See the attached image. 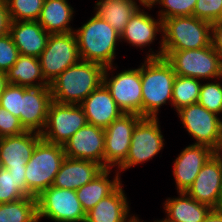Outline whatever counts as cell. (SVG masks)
Returning a JSON list of instances; mask_svg holds the SVG:
<instances>
[{
  "label": "cell",
  "instance_id": "cell-37",
  "mask_svg": "<svg viewBox=\"0 0 222 222\" xmlns=\"http://www.w3.org/2000/svg\"><path fill=\"white\" fill-rule=\"evenodd\" d=\"M20 53L8 33L0 37V71L7 72L16 62Z\"/></svg>",
  "mask_w": 222,
  "mask_h": 222
},
{
  "label": "cell",
  "instance_id": "cell-31",
  "mask_svg": "<svg viewBox=\"0 0 222 222\" xmlns=\"http://www.w3.org/2000/svg\"><path fill=\"white\" fill-rule=\"evenodd\" d=\"M201 80L176 75L172 91V106L179 110L182 107L198 102Z\"/></svg>",
  "mask_w": 222,
  "mask_h": 222
},
{
  "label": "cell",
  "instance_id": "cell-3",
  "mask_svg": "<svg viewBox=\"0 0 222 222\" xmlns=\"http://www.w3.org/2000/svg\"><path fill=\"white\" fill-rule=\"evenodd\" d=\"M176 73L165 57L146 58L141 63L142 117H158L160 107L172 105Z\"/></svg>",
  "mask_w": 222,
  "mask_h": 222
},
{
  "label": "cell",
  "instance_id": "cell-36",
  "mask_svg": "<svg viewBox=\"0 0 222 222\" xmlns=\"http://www.w3.org/2000/svg\"><path fill=\"white\" fill-rule=\"evenodd\" d=\"M23 86L8 84L0 98V106L20 119Z\"/></svg>",
  "mask_w": 222,
  "mask_h": 222
},
{
  "label": "cell",
  "instance_id": "cell-20",
  "mask_svg": "<svg viewBox=\"0 0 222 222\" xmlns=\"http://www.w3.org/2000/svg\"><path fill=\"white\" fill-rule=\"evenodd\" d=\"M103 170L104 168L94 161L65 157L52 186L76 191Z\"/></svg>",
  "mask_w": 222,
  "mask_h": 222
},
{
  "label": "cell",
  "instance_id": "cell-38",
  "mask_svg": "<svg viewBox=\"0 0 222 222\" xmlns=\"http://www.w3.org/2000/svg\"><path fill=\"white\" fill-rule=\"evenodd\" d=\"M25 131L20 119L0 106V136L19 135Z\"/></svg>",
  "mask_w": 222,
  "mask_h": 222
},
{
  "label": "cell",
  "instance_id": "cell-23",
  "mask_svg": "<svg viewBox=\"0 0 222 222\" xmlns=\"http://www.w3.org/2000/svg\"><path fill=\"white\" fill-rule=\"evenodd\" d=\"M9 34L21 55L35 57L42 54L50 35L38 21H11Z\"/></svg>",
  "mask_w": 222,
  "mask_h": 222
},
{
  "label": "cell",
  "instance_id": "cell-13",
  "mask_svg": "<svg viewBox=\"0 0 222 222\" xmlns=\"http://www.w3.org/2000/svg\"><path fill=\"white\" fill-rule=\"evenodd\" d=\"M188 134L196 141L193 144L212 148L222 133V119L208 111L200 103H194L176 111Z\"/></svg>",
  "mask_w": 222,
  "mask_h": 222
},
{
  "label": "cell",
  "instance_id": "cell-41",
  "mask_svg": "<svg viewBox=\"0 0 222 222\" xmlns=\"http://www.w3.org/2000/svg\"><path fill=\"white\" fill-rule=\"evenodd\" d=\"M211 156L222 165V133L211 148Z\"/></svg>",
  "mask_w": 222,
  "mask_h": 222
},
{
  "label": "cell",
  "instance_id": "cell-30",
  "mask_svg": "<svg viewBox=\"0 0 222 222\" xmlns=\"http://www.w3.org/2000/svg\"><path fill=\"white\" fill-rule=\"evenodd\" d=\"M0 222H39L36 197L1 203Z\"/></svg>",
  "mask_w": 222,
  "mask_h": 222
},
{
  "label": "cell",
  "instance_id": "cell-9",
  "mask_svg": "<svg viewBox=\"0 0 222 222\" xmlns=\"http://www.w3.org/2000/svg\"><path fill=\"white\" fill-rule=\"evenodd\" d=\"M36 200L39 222L41 218L54 222H85L86 213L74 190L51 186Z\"/></svg>",
  "mask_w": 222,
  "mask_h": 222
},
{
  "label": "cell",
  "instance_id": "cell-15",
  "mask_svg": "<svg viewBox=\"0 0 222 222\" xmlns=\"http://www.w3.org/2000/svg\"><path fill=\"white\" fill-rule=\"evenodd\" d=\"M51 102L50 86L23 87L20 122L26 131H43Z\"/></svg>",
  "mask_w": 222,
  "mask_h": 222
},
{
  "label": "cell",
  "instance_id": "cell-5",
  "mask_svg": "<svg viewBox=\"0 0 222 222\" xmlns=\"http://www.w3.org/2000/svg\"><path fill=\"white\" fill-rule=\"evenodd\" d=\"M66 155L62 145L41 139L25 166V179L28 189L37 197L53 185L55 176Z\"/></svg>",
  "mask_w": 222,
  "mask_h": 222
},
{
  "label": "cell",
  "instance_id": "cell-14",
  "mask_svg": "<svg viewBox=\"0 0 222 222\" xmlns=\"http://www.w3.org/2000/svg\"><path fill=\"white\" fill-rule=\"evenodd\" d=\"M105 130L86 124L79 129L64 145L66 157L90 160L104 168Z\"/></svg>",
  "mask_w": 222,
  "mask_h": 222
},
{
  "label": "cell",
  "instance_id": "cell-26",
  "mask_svg": "<svg viewBox=\"0 0 222 222\" xmlns=\"http://www.w3.org/2000/svg\"><path fill=\"white\" fill-rule=\"evenodd\" d=\"M111 169H104L92 181L88 182L76 190L77 197L81 203L82 209L87 213L100 200L111 194L121 183L120 173L110 180Z\"/></svg>",
  "mask_w": 222,
  "mask_h": 222
},
{
  "label": "cell",
  "instance_id": "cell-29",
  "mask_svg": "<svg viewBox=\"0 0 222 222\" xmlns=\"http://www.w3.org/2000/svg\"><path fill=\"white\" fill-rule=\"evenodd\" d=\"M25 167H0V204L36 197L27 187Z\"/></svg>",
  "mask_w": 222,
  "mask_h": 222
},
{
  "label": "cell",
  "instance_id": "cell-19",
  "mask_svg": "<svg viewBox=\"0 0 222 222\" xmlns=\"http://www.w3.org/2000/svg\"><path fill=\"white\" fill-rule=\"evenodd\" d=\"M41 139L40 133L32 131L1 137L0 167H25Z\"/></svg>",
  "mask_w": 222,
  "mask_h": 222
},
{
  "label": "cell",
  "instance_id": "cell-27",
  "mask_svg": "<svg viewBox=\"0 0 222 222\" xmlns=\"http://www.w3.org/2000/svg\"><path fill=\"white\" fill-rule=\"evenodd\" d=\"M8 84L23 87L49 86L45 80L38 57L19 55L14 65L6 72Z\"/></svg>",
  "mask_w": 222,
  "mask_h": 222
},
{
  "label": "cell",
  "instance_id": "cell-43",
  "mask_svg": "<svg viewBox=\"0 0 222 222\" xmlns=\"http://www.w3.org/2000/svg\"><path fill=\"white\" fill-rule=\"evenodd\" d=\"M136 4H137V1H139V4L141 6H144V8H148V9H152V7L154 5H158V3L160 2V0H133Z\"/></svg>",
  "mask_w": 222,
  "mask_h": 222
},
{
  "label": "cell",
  "instance_id": "cell-17",
  "mask_svg": "<svg viewBox=\"0 0 222 222\" xmlns=\"http://www.w3.org/2000/svg\"><path fill=\"white\" fill-rule=\"evenodd\" d=\"M211 157V148L191 144L185 147L173 164V179L177 192H186L192 185L203 165Z\"/></svg>",
  "mask_w": 222,
  "mask_h": 222
},
{
  "label": "cell",
  "instance_id": "cell-34",
  "mask_svg": "<svg viewBox=\"0 0 222 222\" xmlns=\"http://www.w3.org/2000/svg\"><path fill=\"white\" fill-rule=\"evenodd\" d=\"M197 0H160L162 10L158 11V16L162 19H169L179 16L193 15Z\"/></svg>",
  "mask_w": 222,
  "mask_h": 222
},
{
  "label": "cell",
  "instance_id": "cell-35",
  "mask_svg": "<svg viewBox=\"0 0 222 222\" xmlns=\"http://www.w3.org/2000/svg\"><path fill=\"white\" fill-rule=\"evenodd\" d=\"M193 16L210 23L222 20V0H197Z\"/></svg>",
  "mask_w": 222,
  "mask_h": 222
},
{
  "label": "cell",
  "instance_id": "cell-28",
  "mask_svg": "<svg viewBox=\"0 0 222 222\" xmlns=\"http://www.w3.org/2000/svg\"><path fill=\"white\" fill-rule=\"evenodd\" d=\"M139 7L133 0H97L94 9L95 14L121 34Z\"/></svg>",
  "mask_w": 222,
  "mask_h": 222
},
{
  "label": "cell",
  "instance_id": "cell-39",
  "mask_svg": "<svg viewBox=\"0 0 222 222\" xmlns=\"http://www.w3.org/2000/svg\"><path fill=\"white\" fill-rule=\"evenodd\" d=\"M211 44L222 63V20L211 23Z\"/></svg>",
  "mask_w": 222,
  "mask_h": 222
},
{
  "label": "cell",
  "instance_id": "cell-40",
  "mask_svg": "<svg viewBox=\"0 0 222 222\" xmlns=\"http://www.w3.org/2000/svg\"><path fill=\"white\" fill-rule=\"evenodd\" d=\"M11 19L6 0H0V37L9 33Z\"/></svg>",
  "mask_w": 222,
  "mask_h": 222
},
{
  "label": "cell",
  "instance_id": "cell-44",
  "mask_svg": "<svg viewBox=\"0 0 222 222\" xmlns=\"http://www.w3.org/2000/svg\"><path fill=\"white\" fill-rule=\"evenodd\" d=\"M8 85L7 75L5 72L0 71V98Z\"/></svg>",
  "mask_w": 222,
  "mask_h": 222
},
{
  "label": "cell",
  "instance_id": "cell-8",
  "mask_svg": "<svg viewBox=\"0 0 222 222\" xmlns=\"http://www.w3.org/2000/svg\"><path fill=\"white\" fill-rule=\"evenodd\" d=\"M45 80L50 84L68 67L81 60L74 32L50 34L38 57Z\"/></svg>",
  "mask_w": 222,
  "mask_h": 222
},
{
  "label": "cell",
  "instance_id": "cell-6",
  "mask_svg": "<svg viewBox=\"0 0 222 222\" xmlns=\"http://www.w3.org/2000/svg\"><path fill=\"white\" fill-rule=\"evenodd\" d=\"M176 75L198 80L222 78V63L212 44L201 49L163 51Z\"/></svg>",
  "mask_w": 222,
  "mask_h": 222
},
{
  "label": "cell",
  "instance_id": "cell-24",
  "mask_svg": "<svg viewBox=\"0 0 222 222\" xmlns=\"http://www.w3.org/2000/svg\"><path fill=\"white\" fill-rule=\"evenodd\" d=\"M178 197H168L164 201L163 209L166 218L163 222H203L213 210L206 204L199 203L191 198L186 192H178Z\"/></svg>",
  "mask_w": 222,
  "mask_h": 222
},
{
  "label": "cell",
  "instance_id": "cell-4",
  "mask_svg": "<svg viewBox=\"0 0 222 222\" xmlns=\"http://www.w3.org/2000/svg\"><path fill=\"white\" fill-rule=\"evenodd\" d=\"M81 60L98 63L104 67L115 66L116 45L120 34L97 14L74 30ZM118 41V42H117Z\"/></svg>",
  "mask_w": 222,
  "mask_h": 222
},
{
  "label": "cell",
  "instance_id": "cell-25",
  "mask_svg": "<svg viewBox=\"0 0 222 222\" xmlns=\"http://www.w3.org/2000/svg\"><path fill=\"white\" fill-rule=\"evenodd\" d=\"M73 14L74 8L68 0H44L37 21L49 34L70 33L74 32L70 26Z\"/></svg>",
  "mask_w": 222,
  "mask_h": 222
},
{
  "label": "cell",
  "instance_id": "cell-7",
  "mask_svg": "<svg viewBox=\"0 0 222 222\" xmlns=\"http://www.w3.org/2000/svg\"><path fill=\"white\" fill-rule=\"evenodd\" d=\"M164 146L158 117H142L134 127L127 158L115 171L121 173L153 159Z\"/></svg>",
  "mask_w": 222,
  "mask_h": 222
},
{
  "label": "cell",
  "instance_id": "cell-1",
  "mask_svg": "<svg viewBox=\"0 0 222 222\" xmlns=\"http://www.w3.org/2000/svg\"><path fill=\"white\" fill-rule=\"evenodd\" d=\"M162 31L159 51L155 53L150 48L145 58L162 57L163 51L201 49L211 45V23L193 15L164 19Z\"/></svg>",
  "mask_w": 222,
  "mask_h": 222
},
{
  "label": "cell",
  "instance_id": "cell-10",
  "mask_svg": "<svg viewBox=\"0 0 222 222\" xmlns=\"http://www.w3.org/2000/svg\"><path fill=\"white\" fill-rule=\"evenodd\" d=\"M117 68L113 66L105 67L103 74V84L107 87L113 99L123 113H133L142 116V82L141 65L116 73ZM113 69V70H112ZM112 75L110 76V73Z\"/></svg>",
  "mask_w": 222,
  "mask_h": 222
},
{
  "label": "cell",
  "instance_id": "cell-2",
  "mask_svg": "<svg viewBox=\"0 0 222 222\" xmlns=\"http://www.w3.org/2000/svg\"><path fill=\"white\" fill-rule=\"evenodd\" d=\"M104 71L98 63L80 60L50 83L52 101L80 105L103 83Z\"/></svg>",
  "mask_w": 222,
  "mask_h": 222
},
{
  "label": "cell",
  "instance_id": "cell-16",
  "mask_svg": "<svg viewBox=\"0 0 222 222\" xmlns=\"http://www.w3.org/2000/svg\"><path fill=\"white\" fill-rule=\"evenodd\" d=\"M186 193L199 203L218 209L222 197V165L211 156Z\"/></svg>",
  "mask_w": 222,
  "mask_h": 222
},
{
  "label": "cell",
  "instance_id": "cell-22",
  "mask_svg": "<svg viewBox=\"0 0 222 222\" xmlns=\"http://www.w3.org/2000/svg\"><path fill=\"white\" fill-rule=\"evenodd\" d=\"M140 7L132 15L124 31L120 34V42L124 40L134 47H147L154 42L157 33L162 36V19L157 20Z\"/></svg>",
  "mask_w": 222,
  "mask_h": 222
},
{
  "label": "cell",
  "instance_id": "cell-21",
  "mask_svg": "<svg viewBox=\"0 0 222 222\" xmlns=\"http://www.w3.org/2000/svg\"><path fill=\"white\" fill-rule=\"evenodd\" d=\"M129 203L121 183L111 194L86 213L85 222H131Z\"/></svg>",
  "mask_w": 222,
  "mask_h": 222
},
{
  "label": "cell",
  "instance_id": "cell-45",
  "mask_svg": "<svg viewBox=\"0 0 222 222\" xmlns=\"http://www.w3.org/2000/svg\"><path fill=\"white\" fill-rule=\"evenodd\" d=\"M218 210L222 212V197H221V201H220L219 206H218Z\"/></svg>",
  "mask_w": 222,
  "mask_h": 222
},
{
  "label": "cell",
  "instance_id": "cell-46",
  "mask_svg": "<svg viewBox=\"0 0 222 222\" xmlns=\"http://www.w3.org/2000/svg\"><path fill=\"white\" fill-rule=\"evenodd\" d=\"M131 222H143L142 220L140 221V219L138 217H136L135 219H133Z\"/></svg>",
  "mask_w": 222,
  "mask_h": 222
},
{
  "label": "cell",
  "instance_id": "cell-33",
  "mask_svg": "<svg viewBox=\"0 0 222 222\" xmlns=\"http://www.w3.org/2000/svg\"><path fill=\"white\" fill-rule=\"evenodd\" d=\"M216 79V82L202 83L199 93L198 103H200L208 111L217 115L222 113V84Z\"/></svg>",
  "mask_w": 222,
  "mask_h": 222
},
{
  "label": "cell",
  "instance_id": "cell-42",
  "mask_svg": "<svg viewBox=\"0 0 222 222\" xmlns=\"http://www.w3.org/2000/svg\"><path fill=\"white\" fill-rule=\"evenodd\" d=\"M203 222H222V212L218 209H213Z\"/></svg>",
  "mask_w": 222,
  "mask_h": 222
},
{
  "label": "cell",
  "instance_id": "cell-18",
  "mask_svg": "<svg viewBox=\"0 0 222 222\" xmlns=\"http://www.w3.org/2000/svg\"><path fill=\"white\" fill-rule=\"evenodd\" d=\"M80 106L85 113L87 123L103 129L123 114L103 83L92 91Z\"/></svg>",
  "mask_w": 222,
  "mask_h": 222
},
{
  "label": "cell",
  "instance_id": "cell-12",
  "mask_svg": "<svg viewBox=\"0 0 222 222\" xmlns=\"http://www.w3.org/2000/svg\"><path fill=\"white\" fill-rule=\"evenodd\" d=\"M141 118L138 114L123 113L104 129V169L118 168L126 160L134 127Z\"/></svg>",
  "mask_w": 222,
  "mask_h": 222
},
{
  "label": "cell",
  "instance_id": "cell-32",
  "mask_svg": "<svg viewBox=\"0 0 222 222\" xmlns=\"http://www.w3.org/2000/svg\"><path fill=\"white\" fill-rule=\"evenodd\" d=\"M11 21H37L44 0H6Z\"/></svg>",
  "mask_w": 222,
  "mask_h": 222
},
{
  "label": "cell",
  "instance_id": "cell-11",
  "mask_svg": "<svg viewBox=\"0 0 222 222\" xmlns=\"http://www.w3.org/2000/svg\"><path fill=\"white\" fill-rule=\"evenodd\" d=\"M86 124L87 119L80 105L52 101L45 127L40 135L43 140L49 143L63 146Z\"/></svg>",
  "mask_w": 222,
  "mask_h": 222
}]
</instances>
